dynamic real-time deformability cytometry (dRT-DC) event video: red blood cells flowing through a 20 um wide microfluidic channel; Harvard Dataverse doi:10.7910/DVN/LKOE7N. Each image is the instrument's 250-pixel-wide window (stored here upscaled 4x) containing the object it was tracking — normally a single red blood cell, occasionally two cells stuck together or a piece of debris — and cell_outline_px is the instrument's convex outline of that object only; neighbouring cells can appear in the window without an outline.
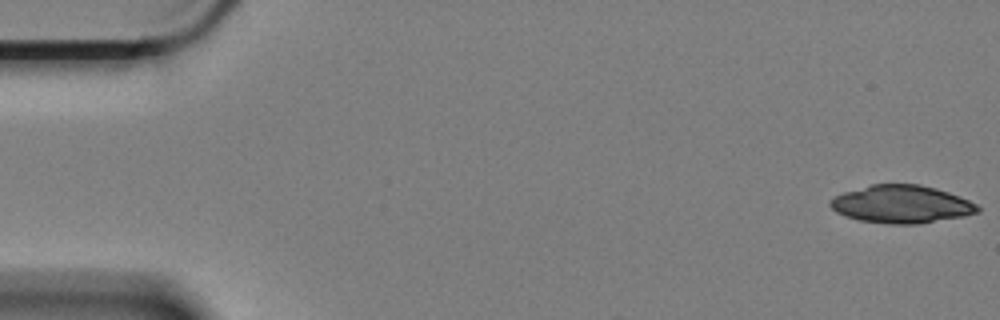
{"species": "Egyptian fruit bat (a non-hibernating species)", "species_latin": "Rousettus aegyptiacus", "temperature_condition": "cold", "stored_images_in_passage": 58, "camera_frame_rate_fps": 3000, "um_per_image_px": 0.085, "animal": {"sex": "female"}, "frame": {"image": 1, "passage_image": 1, "time_ms": 0.0, "image_size_px": [1000, 320], "cell_outline_px": [[980, 212], [964, 216], [916, 224], [892, 224], [860, 220], [844, 216], [836, 212], [828, 204], [836, 196], [844, 192], [872, 184], [920, 184], [936, 188], [960, 196], [976, 204], [980, 208]], "centroid_in_image_um": [76.64, 17.36], "position_along_channel_um": 8.4, "area_um2": 32.31}}